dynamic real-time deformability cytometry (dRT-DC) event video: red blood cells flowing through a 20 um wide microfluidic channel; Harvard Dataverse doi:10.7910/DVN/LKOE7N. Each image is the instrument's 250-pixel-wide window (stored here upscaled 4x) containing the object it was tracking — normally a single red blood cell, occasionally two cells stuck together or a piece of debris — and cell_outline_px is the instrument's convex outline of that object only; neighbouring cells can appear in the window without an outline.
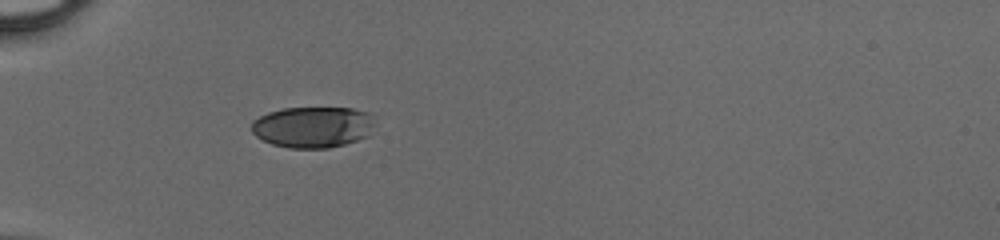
{"species": "human", "species_latin": "Homo sapiens", "temperature_condition": "cold", "stored_images_in_passage": 33, "camera_frame_rate_fps": 3000, "um_per_image_px": 0.085, "donor": {"sex": "male"}, "frame": {"image": 1, "passage_image": 1, "time_ms": 0.0, "image_size_px": [1000, 240], "cell_outline_px": [[376, 124], [368, 136], [344, 144], [328, 148], [288, 148], [272, 144], [256, 136], [252, 132], [252, 120], [268, 112], [284, 108], [352, 108], [368, 112]], "centroid_in_image_um": [26.6, 10.79], "position_along_channel_um": 58.4, "area_um2": 29.65}}
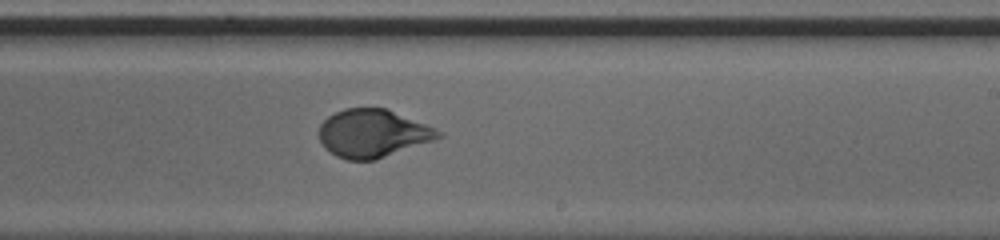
{"frame": {"image": 2, "passage_image": 16, "time_ms": 5.0, "image_size_px": [1000, 240], "cell_outline_px": [[444, 136], [376, 160], [348, 160], [336, 156], [324, 148], [320, 140], [320, 124], [328, 116], [344, 108], [388, 108], [436, 128], [444, 132]], "centroid_in_image_um": [31.7, 11.33], "position_along_channel_um": 257.3, "area_um2": 33.47}}
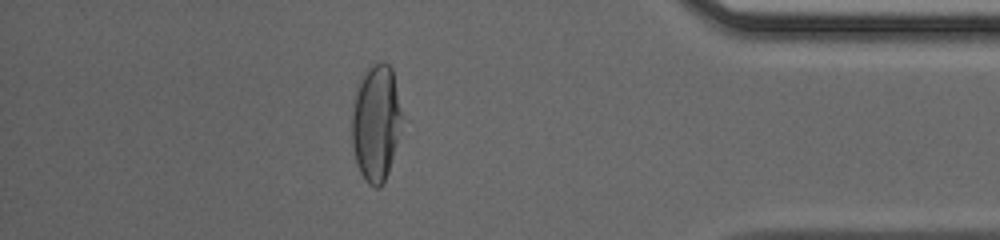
{"frame": {"image": 3, "passage_image": 28, "time_ms": 9.0, "image_size_px": [1000, 240], "cell_outline_px": [[400, 116], [396, 140], [388, 172], [380, 188], [376, 188], [368, 184], [364, 180], [356, 164], [352, 144], [352, 112], [356, 84], [364, 72], [368, 68], [384, 60], [392, 68], [400, 108]], "centroid_in_image_um": [31.9, 10.43], "position_along_channel_um": 403.3, "area_um2": 33.41}}